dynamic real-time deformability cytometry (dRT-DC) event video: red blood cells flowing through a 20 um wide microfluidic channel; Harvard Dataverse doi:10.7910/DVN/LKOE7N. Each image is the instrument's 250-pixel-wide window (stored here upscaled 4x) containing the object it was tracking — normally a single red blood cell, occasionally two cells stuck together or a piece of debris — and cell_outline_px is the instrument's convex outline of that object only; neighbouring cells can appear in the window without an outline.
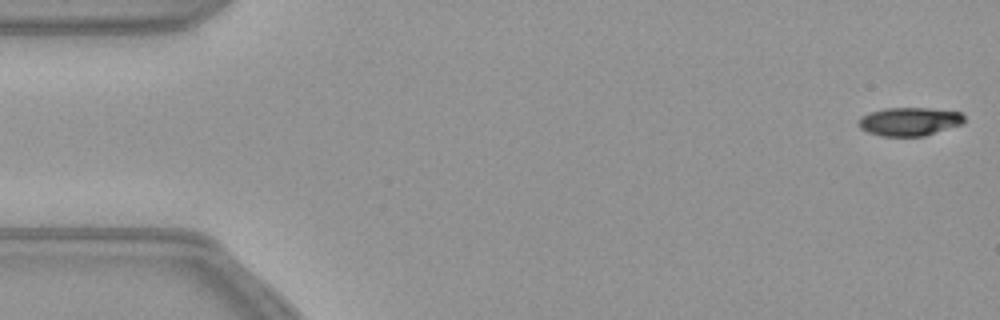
{"species": "common noctule bat (a hibernating species)", "species_latin": "Nyctalus noctula", "temperature_condition": "warm", "stored_images_in_passage": 11, "camera_frame_rate_fps": 3000, "um_per_image_px": 0.085, "animal": {"sex": "female", "body_mass_g": 21.9}, "frame": {"image": 1, "passage_image": 1, "time_ms": 0.0, "image_size_px": [1000, 320], "cell_outline_px": [[964, 124], [924, 136], [880, 136], [868, 132], [860, 128], [856, 124], [860, 116], [868, 112], [884, 108], [932, 108], [960, 112], [964, 116]], "centroid_in_image_um": [77.28, 10.32], "position_along_channel_um": 7.7, "area_um2": 17.8}}